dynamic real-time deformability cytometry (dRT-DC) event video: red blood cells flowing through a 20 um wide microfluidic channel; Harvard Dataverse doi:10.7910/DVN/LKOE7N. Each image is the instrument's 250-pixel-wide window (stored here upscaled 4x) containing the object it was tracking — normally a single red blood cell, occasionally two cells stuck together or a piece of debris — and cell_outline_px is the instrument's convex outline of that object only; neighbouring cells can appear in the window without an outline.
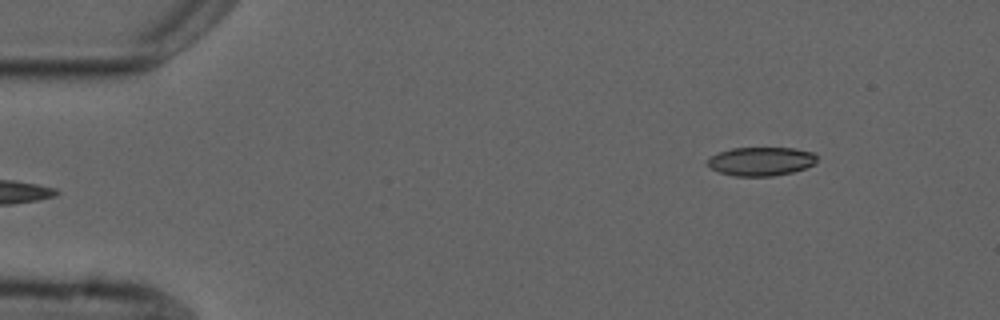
{"species": "common noctule bat (a hibernating species)", "species_latin": "Nyctalus noctula", "temperature_condition": "cold", "stored_images_in_passage": 6, "camera_frame_rate_fps": 3000, "um_per_image_px": 0.085, "animal": {"sex": "male", "forearm_length_mm": 52.5}, "frame": {"image": 1, "passage_image": 6, "time_ms": 5.667, "image_size_px": [1000, 320], "cell_outline_px": [[816, 164], [792, 172], [772, 176], [736, 176], [720, 172], [712, 168], [708, 164], [708, 160], [712, 156], [720, 152], [732, 148], [796, 148], [812, 152], [816, 156]], "centroid_in_image_um": [64.72, 13.71], "position_along_channel_um": 20.3, "area_um2": 18.09}}